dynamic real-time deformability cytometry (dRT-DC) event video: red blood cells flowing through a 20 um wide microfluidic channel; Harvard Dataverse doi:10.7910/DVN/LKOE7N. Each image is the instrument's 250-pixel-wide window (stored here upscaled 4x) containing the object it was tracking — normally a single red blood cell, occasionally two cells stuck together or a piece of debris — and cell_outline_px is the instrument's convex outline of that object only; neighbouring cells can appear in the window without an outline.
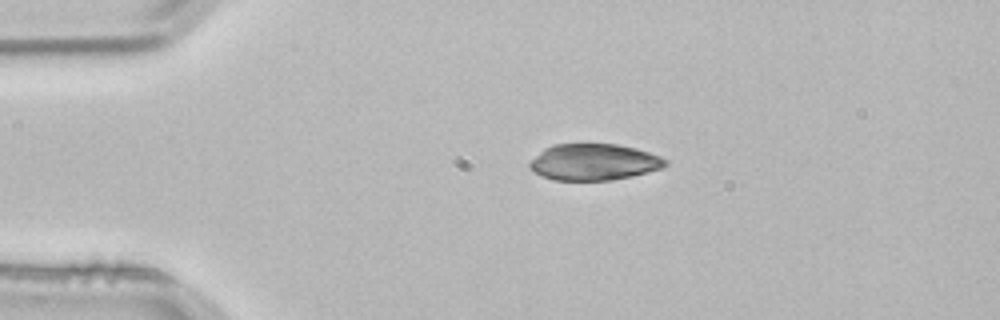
{"species": "common noctule bat (a hibernating species)", "species_latin": "Nyctalus noctula", "temperature_condition": "room temperature", "stored_images_in_passage": 2, "camera_frame_rate_fps": 3000, "um_per_image_px": 0.085, "animal": {"sex": "male", "body_mass_g": 21.5, "forearm_length_mm": 52.0}, "frame": {"image": 1, "passage_image": 1, "time_ms": 0.0, "image_size_px": [1000, 320], "cell_outline_px": [[668, 164], [664, 168], [632, 176], [612, 180], [552, 180], [536, 172], [528, 164], [544, 148], [552, 144], [616, 144], [636, 148], [660, 156], [668, 160]], "centroid_in_image_um": [50.53, 13.77], "position_along_channel_um": 34.5, "area_um2": 28.73}}